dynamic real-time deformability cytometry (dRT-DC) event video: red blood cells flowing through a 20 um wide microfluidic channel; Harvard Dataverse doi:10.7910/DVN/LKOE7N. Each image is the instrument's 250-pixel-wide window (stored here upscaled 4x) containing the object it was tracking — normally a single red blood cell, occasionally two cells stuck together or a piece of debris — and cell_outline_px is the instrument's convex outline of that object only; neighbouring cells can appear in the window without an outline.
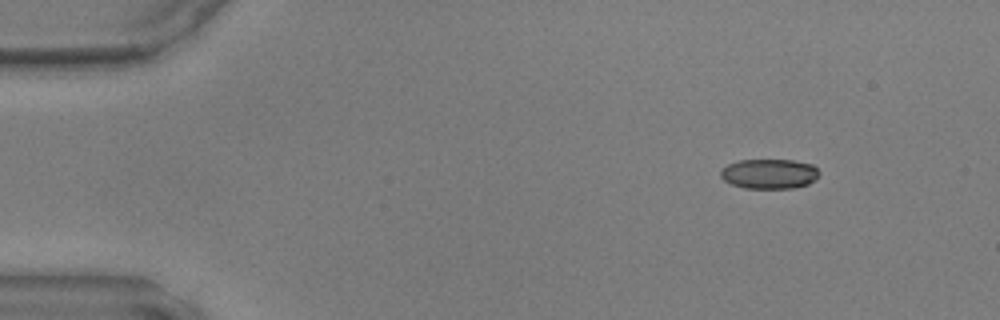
{"species": "common noctule bat (a hibernating species)", "species_latin": "Nyctalus noctula", "temperature_condition": "warm", "stored_images_in_passage": 43, "camera_frame_rate_fps": 3000, "um_per_image_px": 0.085, "animal": {"sex": "male", "body_mass_g": 17.9, "forearm_length_mm": 54.2}, "frame": {"image": 1, "passage_image": 1, "time_ms": 0.0, "image_size_px": [1000, 320], "cell_outline_px": [[820, 172], [816, 180], [808, 184], [792, 188], [744, 188], [732, 184], [724, 180], [720, 176], [720, 168], [728, 164], [740, 160], [792, 160], [812, 164]], "centroid_in_image_um": [65.38, 14.77], "position_along_channel_um": 19.6, "area_um2": 17.22}}
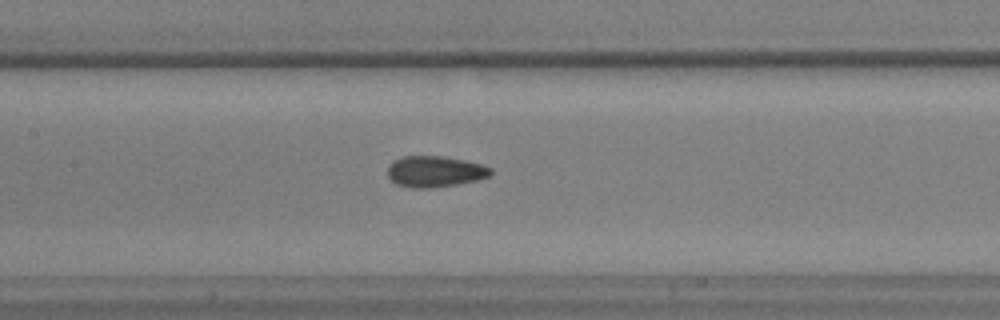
{"frame": {"image": 2, "passage_image": 18, "time_ms": 5.667, "image_size_px": [1000, 320], "cell_outline_px": [[492, 172], [488, 176], [476, 180], [456, 184], [428, 188], [412, 188], [396, 184], [388, 176], [388, 164], [392, 160], [404, 156], [444, 156], [484, 164], [492, 168]], "centroid_in_image_um": [36.95, 14.56], "position_along_channel_um": 170.4, "area_um2": 18.73}}
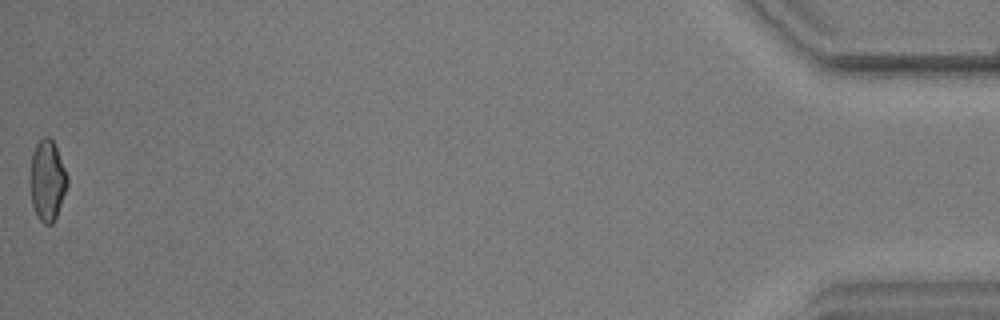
{"frame": {"image": 3, "passage_image": 43, "time_ms": 14.0, "image_size_px": [1000, 320], "cell_outline_px": [[68, 184], [56, 216], [52, 224], [44, 224], [40, 220], [32, 204], [28, 180], [32, 152], [36, 144], [44, 136], [48, 136], [52, 140], [56, 148], [68, 176]], "centroid_in_image_um": [3.99, 15.32], "position_along_channel_um": 431.2, "area_um2": 17.57}}